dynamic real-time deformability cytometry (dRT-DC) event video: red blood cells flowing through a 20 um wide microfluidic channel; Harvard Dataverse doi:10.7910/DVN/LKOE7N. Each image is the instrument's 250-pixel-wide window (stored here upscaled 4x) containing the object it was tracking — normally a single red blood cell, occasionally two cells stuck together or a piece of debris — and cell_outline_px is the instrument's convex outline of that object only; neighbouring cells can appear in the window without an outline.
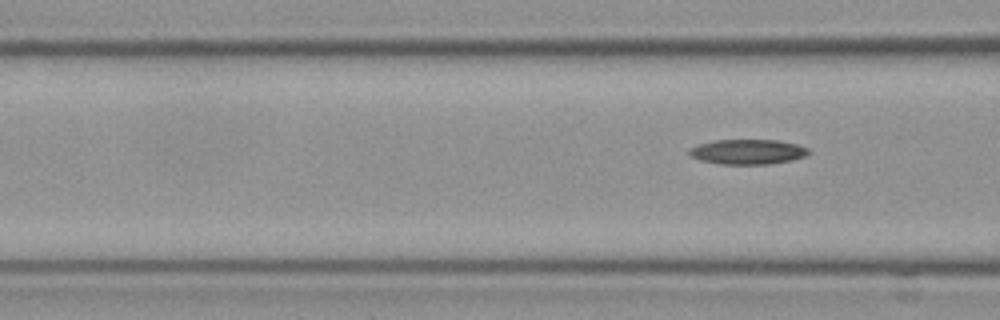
{"species": "Egyptian fruit bat (a non-hibernating species)", "species_latin": "Rousettus aegyptiacus", "temperature_condition": "cold", "stored_images_in_passage": 8, "camera_frame_rate_fps": 3000, "um_per_image_px": 0.085, "frame": {"image": 1, "passage_image": 8, "time_ms": 2.333, "image_size_px": [1000, 320], "cell_outline_px": [[812, 152], [804, 156], [792, 160], [768, 164], [720, 164], [700, 160], [692, 156], [688, 152], [688, 148], [712, 140], [776, 140], [796, 144], [808, 148]], "centroid_in_image_um": [63.55, 12.9], "position_along_channel_um": 103.0, "area_um2": 17.34}}